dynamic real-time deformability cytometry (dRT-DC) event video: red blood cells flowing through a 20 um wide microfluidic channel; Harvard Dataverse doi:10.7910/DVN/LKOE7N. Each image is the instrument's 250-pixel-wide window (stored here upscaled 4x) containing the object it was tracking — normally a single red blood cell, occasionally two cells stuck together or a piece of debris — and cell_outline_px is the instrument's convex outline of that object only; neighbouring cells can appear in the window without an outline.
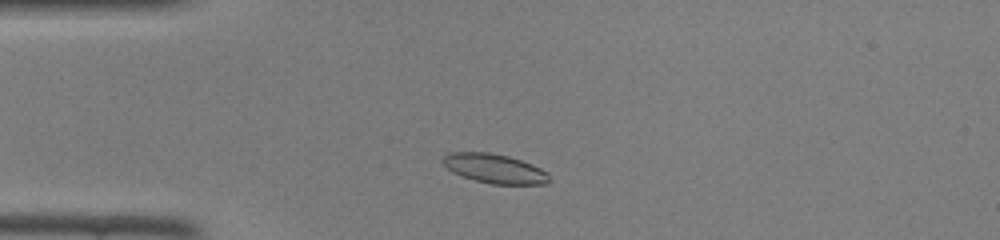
{"species": "common noctule bat (a hibernating species)", "species_latin": "Nyctalus noctula", "temperature_condition": "room temperature", "stored_images_in_passage": 40, "camera_frame_rate_fps": 3000, "um_per_image_px": 0.085, "animal": {"sex": "female", "body_mass_g": 22.0, "forearm_length_mm": 56.7}, "frame": {"image": 1, "passage_image": 5, "time_ms": 1.333, "image_size_px": [1000, 240], "cell_outline_px": [[552, 180], [548, 184], [492, 184], [476, 180], [452, 172], [440, 160], [448, 152], [488, 152], [508, 156], [532, 164], [548, 172]], "centroid_in_image_um": [42.07, 14.33], "position_along_channel_um": 42.9, "area_um2": 18.21}}
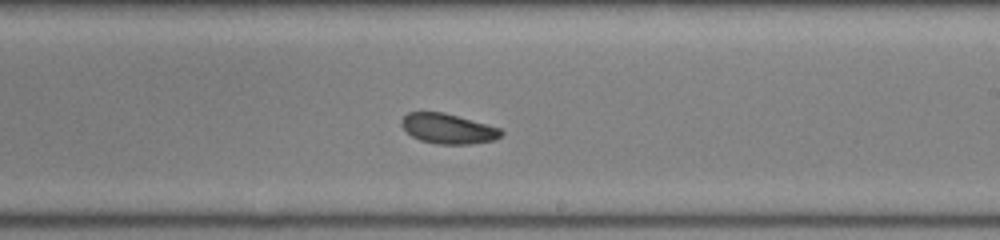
{"frame": {"image": 2, "passage_image": 21, "time_ms": 6.667, "image_size_px": [1000, 240], "cell_outline_px": [[504, 132], [500, 136], [492, 140], [468, 144], [436, 144], [420, 140], [412, 136], [400, 124], [400, 120], [408, 112], [444, 112], [500, 128]], "centroid_in_image_um": [38.05, 10.93], "position_along_channel_um": 250.9, "area_um2": 17.28}}
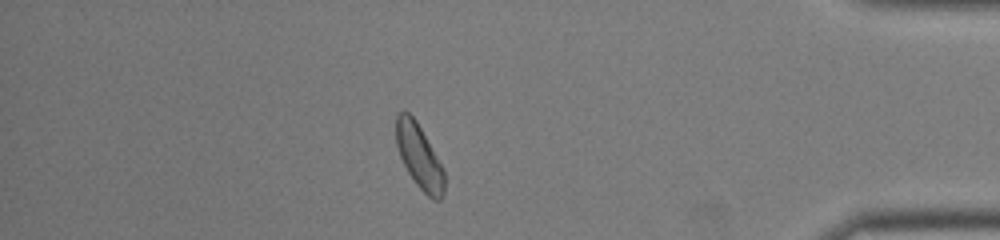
{"frame": {"image": 3, "passage_image": 34, "time_ms": 11.0, "image_size_px": [1000, 240], "cell_outline_px": [[444, 192], [440, 200], [432, 200], [416, 184], [408, 172], [400, 156], [396, 144], [396, 116], [400, 112], [408, 112], [416, 120], [444, 168]], "centroid_in_image_um": [35.64, 13.31], "position_along_channel_um": 399.6, "area_um2": 17.92}}